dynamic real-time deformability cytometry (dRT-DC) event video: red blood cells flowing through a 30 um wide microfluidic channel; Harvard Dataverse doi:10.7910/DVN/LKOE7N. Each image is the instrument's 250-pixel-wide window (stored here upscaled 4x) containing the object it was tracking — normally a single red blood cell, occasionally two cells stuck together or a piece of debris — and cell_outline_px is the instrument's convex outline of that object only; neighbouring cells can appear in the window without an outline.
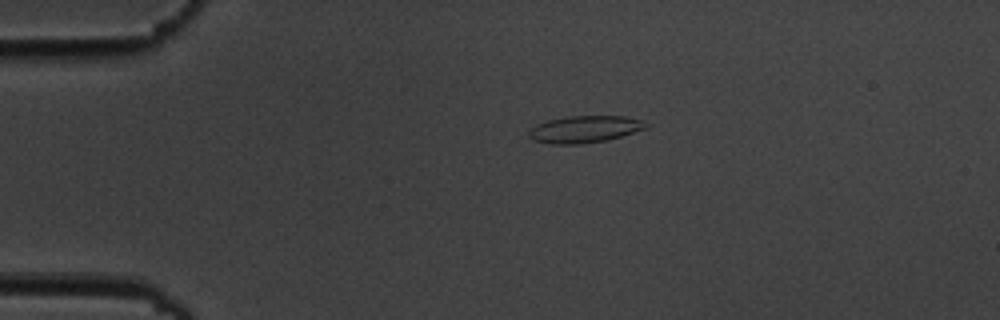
{"species": "common noctule bat (a hibernating species)", "species_latin": "Nyctalus noctula", "temperature_condition": "cold", "stored_images_in_passage": 3, "camera_frame_rate_fps": 3000, "um_per_image_px": 0.085, "animal": {"sex": "male", "body_mass_g": 19.5, "forearm_length_mm": 54.6}, "frame": {"image": 1, "passage_image": 1, "time_ms": 0.0, "image_size_px": [1000, 320], "cell_outline_px": [[652, 124], [648, 128], [608, 140], [580, 144], [552, 144], [532, 140], [528, 136], [528, 132], [536, 124], [548, 120], [568, 116], [624, 116], [640, 120]], "centroid_in_image_um": [49.72, 10.98], "position_along_channel_um": 35.3, "area_um2": 18.55}}